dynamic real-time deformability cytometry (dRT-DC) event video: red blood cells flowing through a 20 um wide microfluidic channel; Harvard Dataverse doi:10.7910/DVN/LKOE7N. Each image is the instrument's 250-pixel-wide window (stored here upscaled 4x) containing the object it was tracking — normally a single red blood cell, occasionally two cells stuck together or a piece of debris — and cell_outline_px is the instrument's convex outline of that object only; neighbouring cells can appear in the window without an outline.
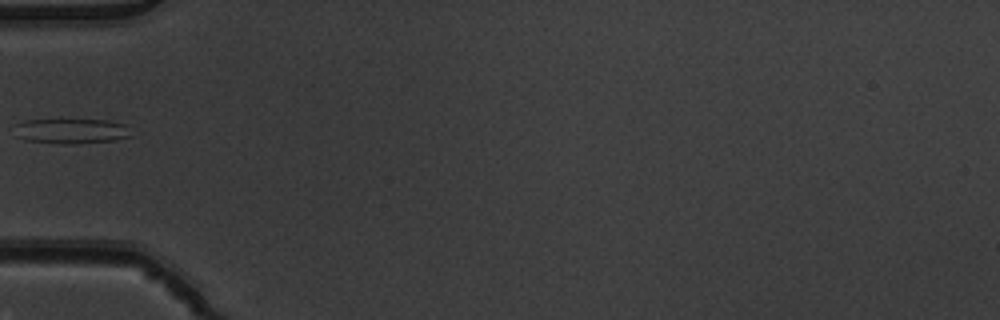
{"species": "common noctule bat (a hibernating species)", "species_latin": "Nyctalus noctula", "temperature_condition": "warm", "stored_images_in_passage": 35, "camera_frame_rate_fps": 3000, "um_per_image_px": 0.085, "animal": {"sex": "male", "body_mass_g": 19.5, "forearm_length_mm": 54.6}, "frame": {"image": 1, "passage_image": 1, "time_ms": 0.0, "image_size_px": [1000, 320], "cell_outline_px": [[132, 136], [116, 140], [68, 144], [64, 144], [24, 140], [16, 136], [16, 124], [24, 120], [108, 120], [124, 124]], "centroid_in_image_um": [6.04, 11.14], "position_along_channel_um": 79.0, "area_um2": 16.88}}
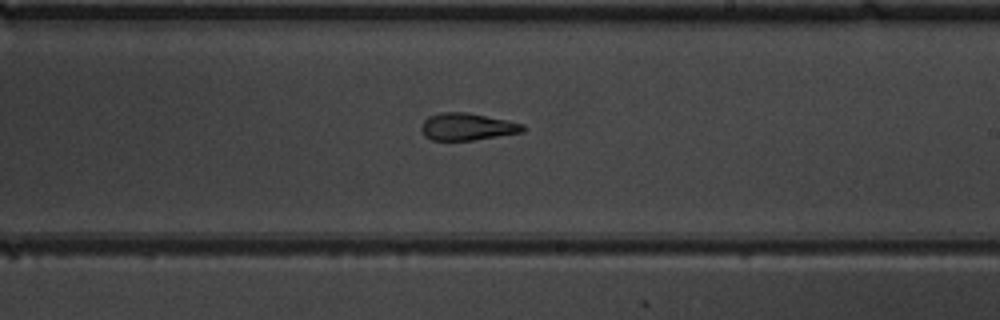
{"frame": {"image": 2, "passage_image": 14, "time_ms": 4.333, "image_size_px": [1000, 320], "cell_outline_px": [[524, 132], [472, 140], [432, 140], [424, 136], [420, 128], [420, 124], [428, 116], [440, 112], [468, 112], [508, 120], [524, 124]], "centroid_in_image_um": [39.68, 10.76], "position_along_channel_um": 249.3, "area_um2": 16.24}}
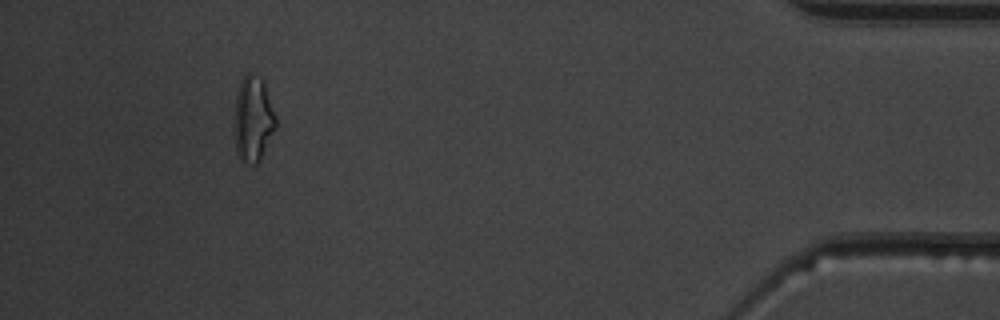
{"frame": {"image": 3, "passage_image": 31, "time_ms": 10.0, "image_size_px": [1000, 320], "cell_outline_px": [[276, 128], [260, 160], [256, 164], [252, 164], [244, 160], [236, 152], [236, 92], [240, 80], [248, 72], [252, 72], [260, 76], [264, 80], [276, 116]], "centroid_in_image_um": [21.55, 10.04], "position_along_channel_um": 413.6, "area_um2": 20.46}}